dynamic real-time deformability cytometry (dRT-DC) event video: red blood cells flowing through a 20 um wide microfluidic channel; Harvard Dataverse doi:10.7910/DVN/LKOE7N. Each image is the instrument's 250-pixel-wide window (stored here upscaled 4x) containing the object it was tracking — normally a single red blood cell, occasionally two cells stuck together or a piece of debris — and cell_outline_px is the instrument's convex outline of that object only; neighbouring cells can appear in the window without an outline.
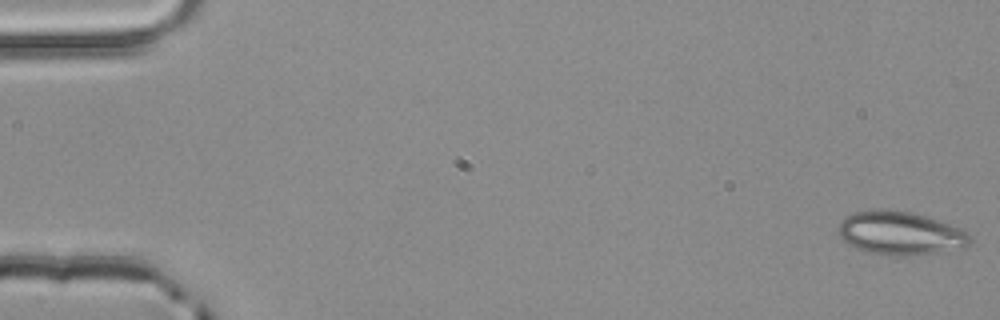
{"species": "common noctule bat (a hibernating species)", "species_latin": "Nyctalus noctula", "temperature_condition": "room temperature", "stored_images_in_passage": 5, "camera_frame_rate_fps": 3000, "um_per_image_px": 0.085, "animal": {"sex": "male", "body_mass_g": 20.4}, "frame": {"image": 1, "passage_image": 1, "time_ms": 0.0, "image_size_px": [1000, 320], "cell_outline_px": [[972, 240], [964, 248], [940, 252], [908, 256], [900, 256], [868, 252], [856, 248], [848, 244], [840, 236], [836, 228], [840, 220], [856, 212], [912, 212], [960, 228]], "centroid_in_image_um": [76.52, 19.87], "position_along_channel_um": 8.5, "area_um2": 32.37}}